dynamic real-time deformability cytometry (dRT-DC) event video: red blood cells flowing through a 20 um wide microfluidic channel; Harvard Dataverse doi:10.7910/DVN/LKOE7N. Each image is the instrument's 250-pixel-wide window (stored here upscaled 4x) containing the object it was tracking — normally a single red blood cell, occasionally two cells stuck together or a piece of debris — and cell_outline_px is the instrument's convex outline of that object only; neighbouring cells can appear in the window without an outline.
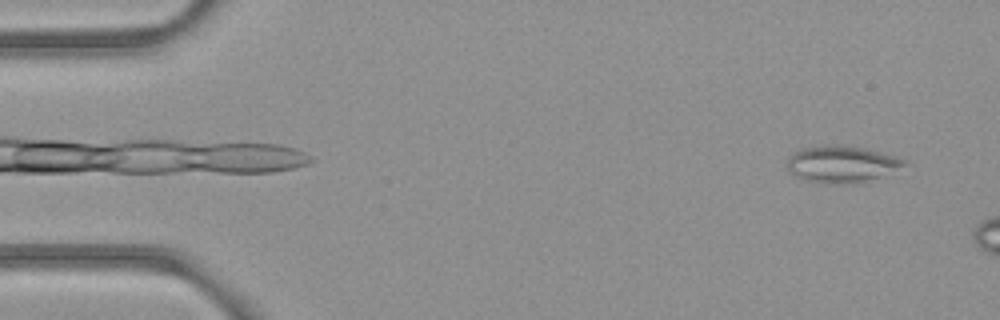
{"species": "common noctule bat (a hibernating species)", "species_latin": "Nyctalus noctula", "temperature_condition": "room temperature", "stored_images_in_passage": 13, "camera_frame_rate_fps": 3000, "um_per_image_px": 0.085, "animal": {"sex": "female", "body_mass_g": 21.9}, "frame": {"image": 1, "passage_image": 3, "time_ms": 0.667, "image_size_px": [1000, 320], "cell_outline_px": [[908, 164], [880, 176], [864, 180], [808, 180], [796, 176], [788, 172], [788, 160], [796, 152], [804, 148], [836, 144], [840, 144], [868, 148], [904, 160]], "centroid_in_image_um": [71.54, 13.87], "position_along_channel_um": 13.5, "area_um2": 23.41}}